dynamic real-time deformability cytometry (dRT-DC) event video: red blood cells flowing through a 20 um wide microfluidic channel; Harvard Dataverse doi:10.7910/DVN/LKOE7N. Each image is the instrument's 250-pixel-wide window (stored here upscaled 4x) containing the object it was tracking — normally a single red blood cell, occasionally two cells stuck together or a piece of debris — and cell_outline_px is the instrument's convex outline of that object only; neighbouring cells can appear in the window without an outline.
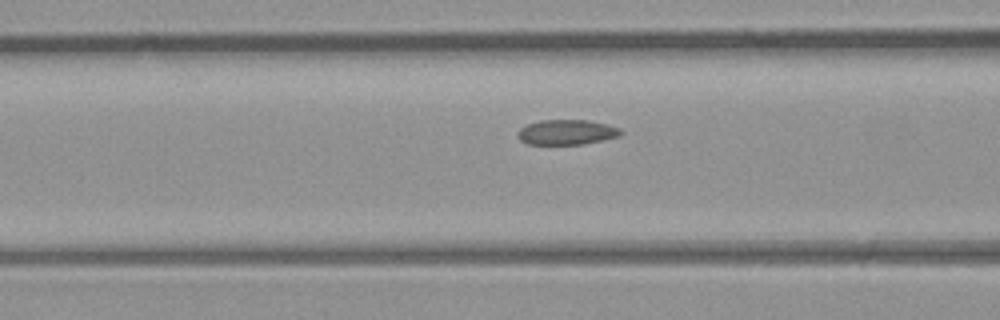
{"species": "common noctule bat (a hibernating species)", "species_latin": "Nyctalus noctula", "temperature_condition": "room temperature", "stored_images_in_passage": 25, "camera_frame_rate_fps": 3000, "um_per_image_px": 0.085, "animal": {"sex": "male", "body_mass_g": 23.1, "forearm_length_mm": 52.7}, "frame": {"image": 1, "passage_image": 7, "time_ms": 2.0, "image_size_px": [1000, 320], "cell_outline_px": [[620, 136], [584, 144], [524, 144], [516, 136], [516, 132], [520, 128], [528, 124], [540, 120], [588, 120], [608, 124], [620, 128]], "centroid_in_image_um": [48.12, 11.24], "position_along_channel_um": 118.5, "area_um2": 15.14}}
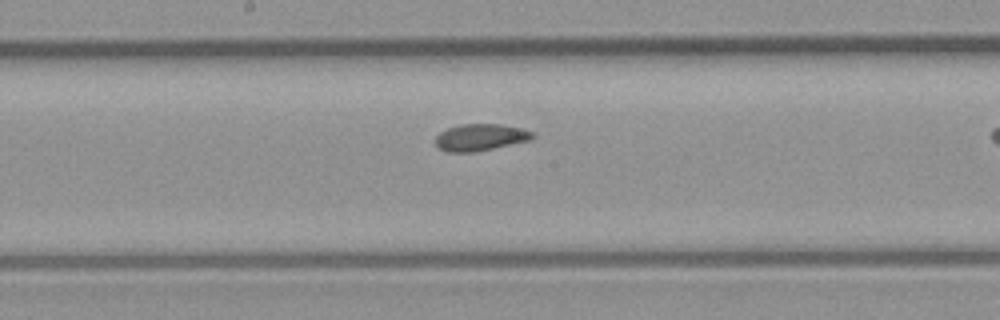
{"frame": {"image": 2, "passage_image": 13, "time_ms": 4.0, "image_size_px": [1000, 320], "cell_outline_px": [[536, 136], [528, 140], [476, 152], [448, 152], [440, 148], [436, 144], [436, 136], [440, 132], [448, 128], [460, 124], [500, 124], [520, 128], [532, 132]], "centroid_in_image_um": [40.81, 11.67], "position_along_channel_um": 207.4, "area_um2": 14.97}}
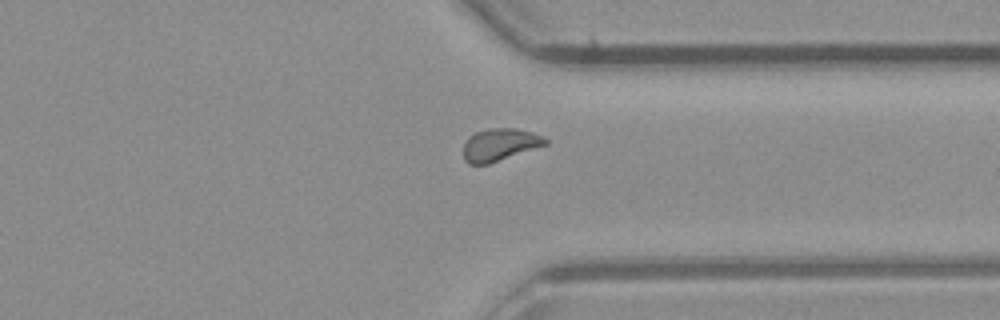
{"frame": {"image": 3, "passage_image": 24, "time_ms": 7.667, "image_size_px": [1000, 320], "cell_outline_px": [[548, 144], [488, 164], [468, 164], [464, 160], [464, 144], [468, 136], [476, 132], [492, 128], [516, 128], [532, 132], [548, 140]], "centroid_in_image_um": [42.46, 12.3], "position_along_channel_um": 368.9, "area_um2": 15.37}}